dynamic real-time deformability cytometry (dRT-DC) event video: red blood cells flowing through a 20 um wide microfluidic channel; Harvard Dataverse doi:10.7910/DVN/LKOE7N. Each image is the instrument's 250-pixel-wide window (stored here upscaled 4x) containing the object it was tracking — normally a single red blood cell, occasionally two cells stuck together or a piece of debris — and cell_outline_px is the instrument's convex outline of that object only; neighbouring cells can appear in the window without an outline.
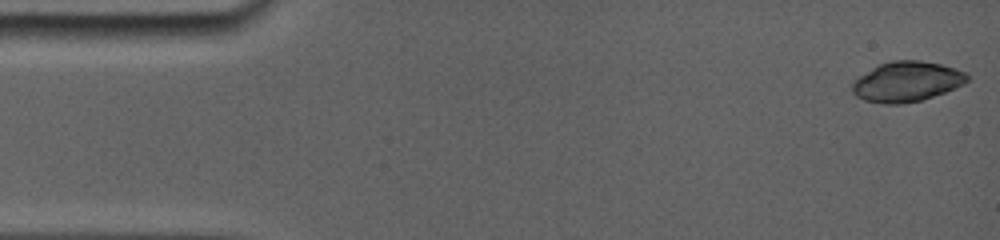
{"species": "common noctule bat (a hibernating species)", "species_latin": "Nyctalus noctula", "temperature_condition": "room temperature", "stored_images_in_passage": 14, "camera_frame_rate_fps": 5000, "um_per_image_px": 0.085, "animal": {"sex": "female", "body_mass_g": 19.0, "forearm_length_mm": 56.7}, "frame": {"image": 1, "passage_image": 1, "time_ms": 0.0, "image_size_px": [1000, 240], "cell_outline_px": [[968, 80], [964, 84], [944, 92], [920, 100], [900, 104], [884, 104], [864, 100], [856, 96], [852, 92], [852, 84], [860, 76], [872, 68], [880, 64], [892, 60], [920, 60], [940, 64], [956, 68], [968, 72]], "centroid_in_image_um": [77.09, 6.93], "position_along_channel_um": 7.9, "area_um2": 26.76}}
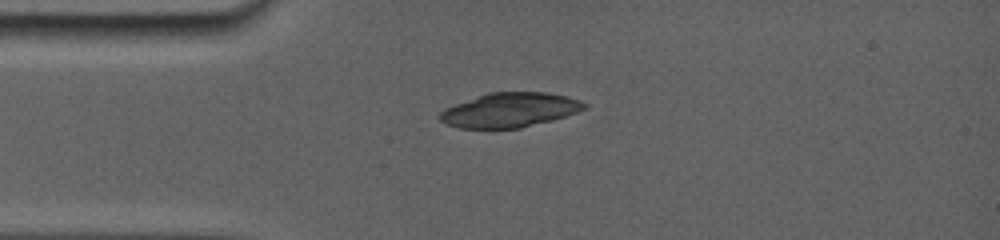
{"frame": {"image": 2, "passage_image": 12, "time_ms": 3.6, "image_size_px": [1000, 240], "cell_outline_px": [[588, 104], [584, 108], [576, 112], [552, 120], [520, 128], [460, 128], [448, 124], [440, 120], [440, 112], [444, 108], [488, 92], [548, 92], [568, 96], [580, 100]], "centroid_in_image_um": [43.34, 9.34], "position_along_channel_um": 41.7, "area_um2": 28.84}}